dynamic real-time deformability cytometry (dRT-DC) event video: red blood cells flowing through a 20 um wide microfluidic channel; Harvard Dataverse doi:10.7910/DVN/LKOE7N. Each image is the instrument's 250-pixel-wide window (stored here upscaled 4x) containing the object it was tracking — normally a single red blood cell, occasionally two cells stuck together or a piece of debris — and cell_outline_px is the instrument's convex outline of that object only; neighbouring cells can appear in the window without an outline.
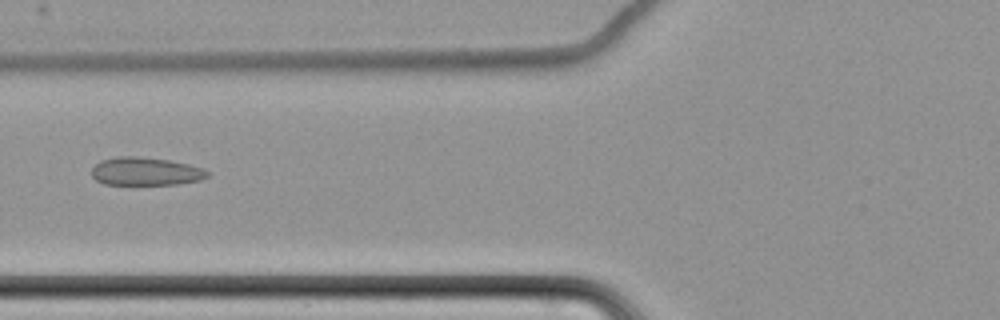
{"species": "common noctule bat (a hibernating species)", "species_latin": "Nyctalus noctula", "temperature_condition": "cold", "stored_images_in_passage": 12, "camera_frame_rate_fps": 3000, "um_per_image_px": 0.085, "animal": {"sex": "female", "body_mass_g": 22.7, "forearm_length_mm": 54.2}, "frame": {"image": 1, "passage_image": 4, "time_ms": 3.667, "image_size_px": [1000, 320], "cell_outline_px": [[208, 176], [200, 180], [176, 184], [104, 184], [96, 180], [92, 176], [92, 168], [100, 160], [116, 156], [136, 156], [168, 160], [188, 164], [204, 168], [208, 172]], "centroid_in_image_um": [12.36, 14.56], "position_along_channel_um": 113.4, "area_um2": 18.9}}
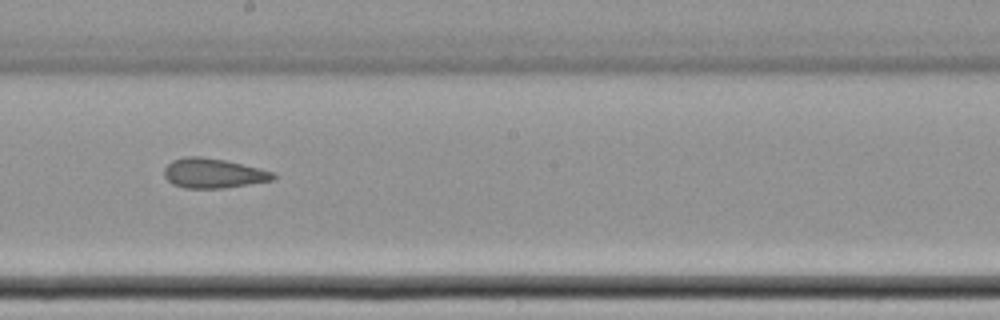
{"frame": {"image": 2, "passage_image": 7, "time_ms": 7.0, "image_size_px": [1000, 320], "cell_outline_px": [[276, 176], [272, 180], [220, 188], [184, 188], [172, 184], [164, 176], [164, 168], [172, 160], [184, 156], [200, 156], [224, 160], [260, 168], [272, 172]], "centroid_in_image_um": [18.07, 14.71], "position_along_channel_um": 230.1, "area_um2": 18.67}}
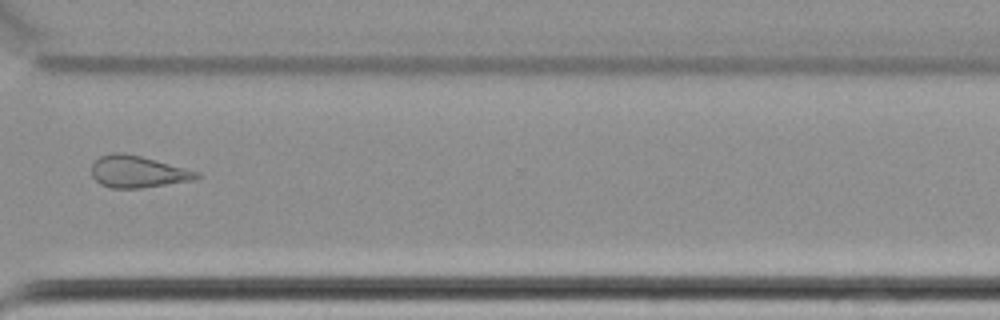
{"frame": {"image": 3, "passage_image": 10, "time_ms": 10.667, "image_size_px": [1000, 320], "cell_outline_px": [[200, 176], [196, 180], [140, 188], [112, 188], [100, 184], [92, 176], [92, 164], [100, 156], [112, 152], [124, 152], [156, 160], [200, 172]], "centroid_in_image_um": [11.71, 14.59], "position_along_channel_um": 358.9, "area_um2": 19.54}, "authors_computed_cell_mechanics": {"area_um2": 19.4497, "velocity_mm_per_s": 3.5068, "shape_relaxation_time_tau1_ms": 7.8982, "shape_relaxation_time_tau2_ms": 2.6217, "deformation_change_tau1": 0.0966, "deformation_change_tau2": 0.0575}}